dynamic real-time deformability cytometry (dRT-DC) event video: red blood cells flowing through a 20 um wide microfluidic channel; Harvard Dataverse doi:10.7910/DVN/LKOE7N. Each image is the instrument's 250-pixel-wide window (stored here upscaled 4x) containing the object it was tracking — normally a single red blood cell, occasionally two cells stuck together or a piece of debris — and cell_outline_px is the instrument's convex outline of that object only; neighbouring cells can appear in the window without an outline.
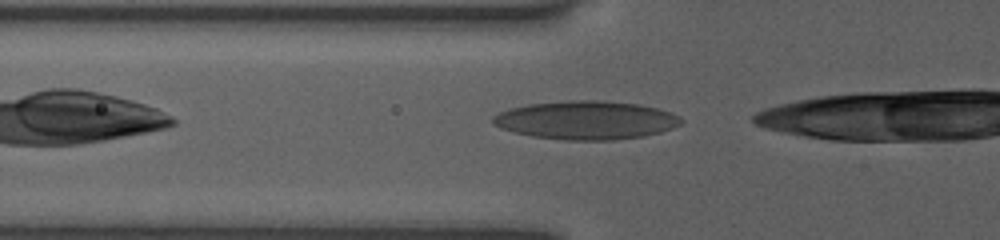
{"species": "human", "species_latin": "Homo sapiens", "temperature_condition": "room temperature", "stored_images_in_passage": 30, "camera_frame_rate_fps": 3000, "um_per_image_px": 0.085, "donor": {"sex": "female"}, "frame": {"image": 1, "passage_image": 2, "time_ms": 0.333, "image_size_px": [1000, 240], "cell_outline_px": [[680, 124], [672, 128], [660, 132], [640, 136], [616, 140], [564, 140], [532, 136], [516, 132], [492, 124], [492, 116], [500, 112], [512, 108], [528, 104], [568, 100], [600, 100], [636, 104], [656, 108], [668, 112], [676, 116], [680, 120]], "centroid_in_image_um": [49.77, 10.21], "position_along_channel_um": 76.0, "area_um2": 41.67}}
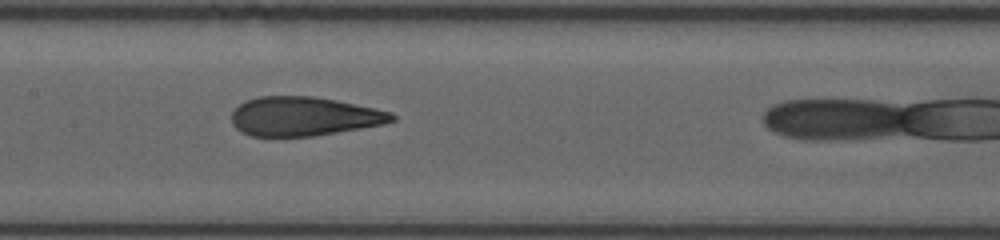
{"frame": {"image": 2, "passage_image": 10, "time_ms": 3.0, "image_size_px": [1000, 240], "cell_outline_px": [[396, 120], [380, 124], [312, 136], [252, 136], [236, 128], [232, 120], [232, 112], [240, 104], [248, 100], [260, 96], [312, 96], [372, 108], [388, 112], [396, 116]], "centroid_in_image_um": [25.77, 9.89], "position_along_channel_um": 181.6, "area_um2": 35.55}}
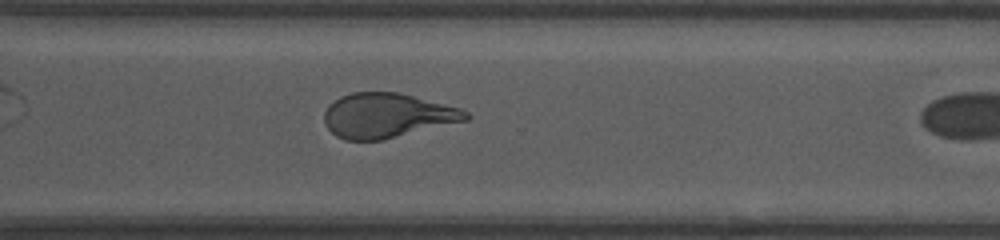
{"frame": {"image": 3, "passage_image": 22, "time_ms": 7.0, "image_size_px": [1000, 240], "cell_outline_px": [[472, 116], [468, 120], [380, 140], [344, 140], [336, 136], [328, 128], [324, 120], [324, 112], [328, 104], [340, 96], [352, 92], [396, 92], [460, 108], [468, 112]], "centroid_in_image_um": [32.88, 9.81], "position_along_channel_um": 337.7, "area_um2": 36.59}, "authors_computed_cell_mechanics": {"area_um2": 36.8764, "velocity_mm_per_s": 3.9327, "shape_relaxation_time_tau1_ms": 4.8245, "shape_relaxation_time_tau2_ms": 0.9751, "deformation_change_tau1": 0.1732, "deformation_change_tau2": 0.0741}}